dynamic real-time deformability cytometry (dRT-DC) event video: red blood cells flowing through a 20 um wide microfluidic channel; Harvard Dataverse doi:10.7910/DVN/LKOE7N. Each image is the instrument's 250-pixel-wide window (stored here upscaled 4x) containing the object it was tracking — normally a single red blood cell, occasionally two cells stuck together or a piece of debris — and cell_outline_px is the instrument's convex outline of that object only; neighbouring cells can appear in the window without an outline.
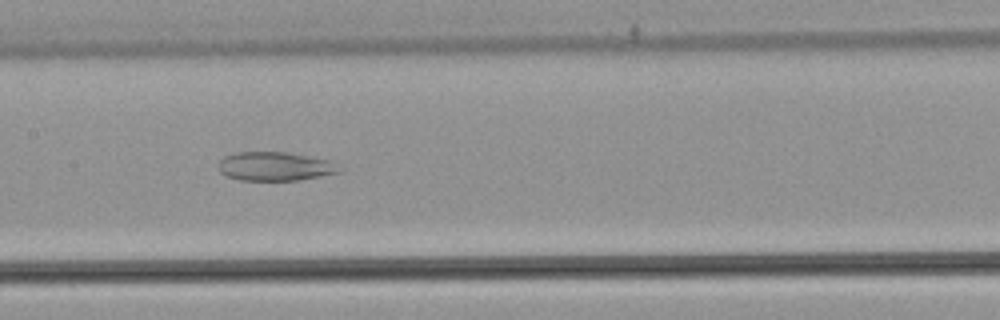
{"species": "common noctule bat (a hibernating species)", "species_latin": "Nyctalus noctula", "temperature_condition": "warm", "stored_images_in_passage": 53, "camera_frame_rate_fps": 3000, "um_per_image_px": 0.085, "animal": {"sex": "male", "body_mass_g": 21.5, "forearm_length_mm": 52.0}, "frame": {"image": 1, "passage_image": 27, "time_ms": 8.667, "image_size_px": [1000, 320], "cell_outline_px": [[340, 172], [300, 180], [240, 180], [228, 176], [220, 172], [220, 160], [224, 156], [236, 152], [288, 152], [328, 160]], "centroid_in_image_um": [23.31, 14.14], "position_along_channel_um": 184.1, "area_um2": 19.88}}
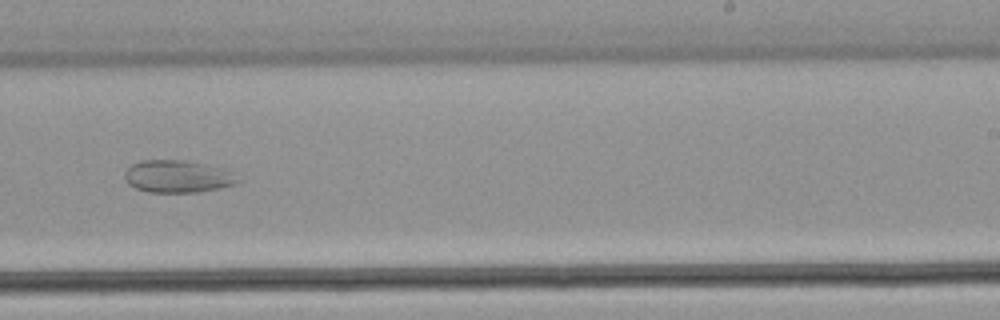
{"frame": {"image": 2, "passage_image": 34, "time_ms": 11.0, "image_size_px": [1000, 320], "cell_outline_px": [[244, 180], [236, 184], [220, 188], [200, 192], [148, 192], [136, 188], [128, 184], [124, 180], [124, 172], [132, 164], [140, 160], [188, 160], [224, 168], [232, 172]], "centroid_in_image_um": [15.14, 14.99], "position_along_channel_um": 273.9, "area_um2": 21.79}}
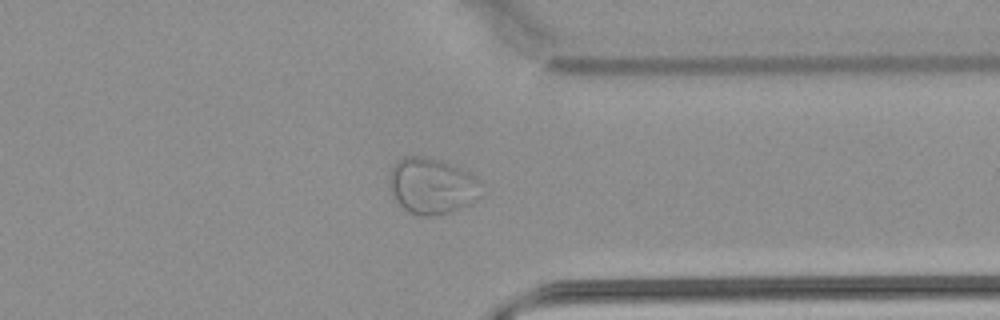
{"frame": {"image": 3, "passage_image": 42, "time_ms": 13.667, "image_size_px": [1000, 320], "cell_outline_px": [[480, 196], [472, 204], [464, 208], [436, 216], [420, 216], [408, 212], [396, 200], [392, 192], [388, 180], [388, 176], [396, 160], [404, 156], [420, 156], [440, 160], [452, 164], [468, 172], [480, 180]], "centroid_in_image_um": [36.72, 15.82], "position_along_channel_um": 374.7, "area_um2": 30.35}}